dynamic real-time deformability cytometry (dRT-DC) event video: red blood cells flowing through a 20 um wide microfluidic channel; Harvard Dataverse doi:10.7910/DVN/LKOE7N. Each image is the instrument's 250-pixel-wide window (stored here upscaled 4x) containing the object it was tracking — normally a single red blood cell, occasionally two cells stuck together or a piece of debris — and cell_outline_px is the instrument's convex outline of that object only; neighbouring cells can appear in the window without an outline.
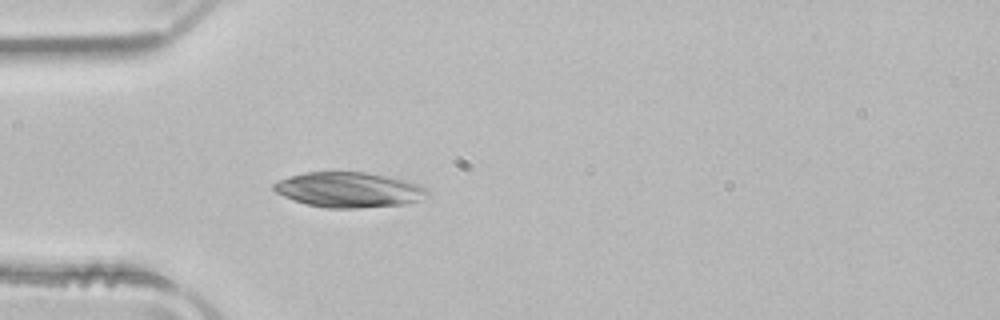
{"species": "common noctule bat (a hibernating species)", "species_latin": "Nyctalus noctula", "temperature_condition": "room temperature", "stored_images_in_passage": 37, "camera_frame_rate_fps": 3000, "um_per_image_px": 0.085, "animal": {"sex": "male", "body_mass_g": 21.5, "forearm_length_mm": 52.0}, "frame": {"image": 1, "passage_image": 1, "time_ms": 0.0, "image_size_px": [1000, 320], "cell_outline_px": [[432, 196], [408, 204], [360, 208], [328, 208], [304, 204], [284, 196], [276, 192], [272, 188], [272, 184], [280, 180], [304, 172], [364, 172], [408, 180], [420, 184], [428, 188], [432, 192]], "centroid_in_image_um": [29.76, 16.14], "position_along_channel_um": 55.2, "area_um2": 31.96}}
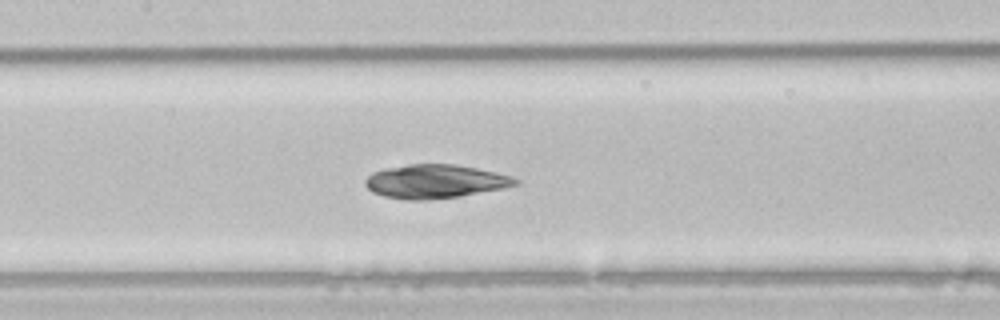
{"frame": {"image": 2, "passage_image": 10, "time_ms": 3.0, "image_size_px": [1000, 320], "cell_outline_px": [[520, 180], [516, 184], [504, 188], [460, 196], [428, 200], [408, 200], [384, 196], [372, 192], [364, 184], [364, 180], [372, 172], [384, 168], [408, 164], [456, 164], [496, 172], [512, 176]], "centroid_in_image_um": [36.96, 15.42], "position_along_channel_um": 170.4, "area_um2": 29.59}}
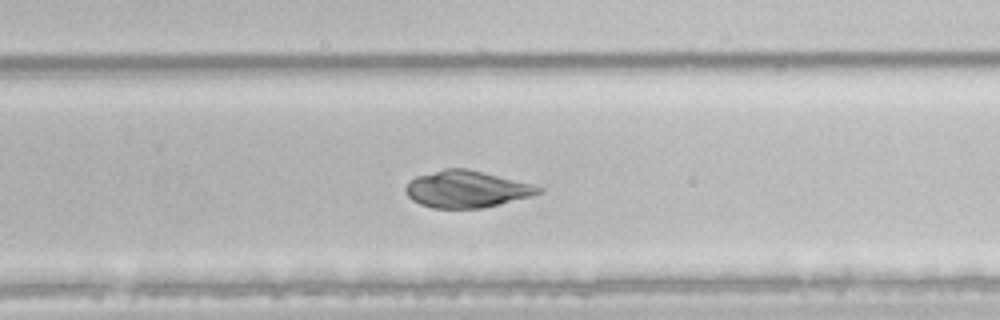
{"frame": {"image": 3, "passage_image": 19, "time_ms": 6.0, "image_size_px": [1000, 320], "cell_outline_px": [[544, 192], [532, 196], [484, 208], [432, 208], [420, 204], [412, 200], [404, 192], [404, 188], [408, 180], [416, 176], [444, 168], [468, 168], [532, 184], [544, 188]], "centroid_in_image_um": [39.64, 16.07], "position_along_channel_um": 290.2, "area_um2": 28.84}}